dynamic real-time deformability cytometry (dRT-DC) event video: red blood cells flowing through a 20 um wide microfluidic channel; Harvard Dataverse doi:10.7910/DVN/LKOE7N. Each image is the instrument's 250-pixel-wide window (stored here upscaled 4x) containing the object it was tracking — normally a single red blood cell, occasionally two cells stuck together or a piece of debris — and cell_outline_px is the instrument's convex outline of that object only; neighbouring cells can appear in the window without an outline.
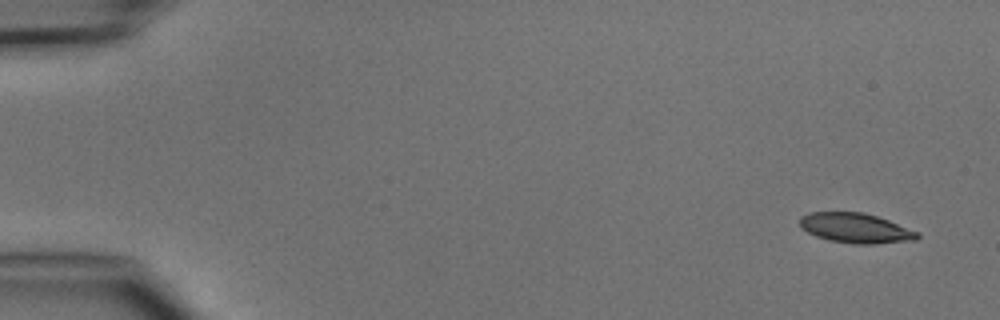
{"species": "common noctule bat (a hibernating species)", "species_latin": "Nyctalus noctula", "temperature_condition": "cold", "stored_images_in_passage": 7, "camera_frame_rate_fps": 3000, "um_per_image_px": 0.085, "animal": {"sex": "male", "body_mass_g": 15.6}, "frame": {"image": 1, "passage_image": 1, "time_ms": 0.0, "image_size_px": [1000, 320], "cell_outline_px": [[920, 236], [916, 240], [876, 244], [856, 244], [828, 240], [816, 236], [800, 228], [800, 216], [808, 212], [864, 212], [888, 220], [920, 232]], "centroid_in_image_um": [72.73, 19.39], "position_along_channel_um": 12.3, "area_um2": 20.63}}
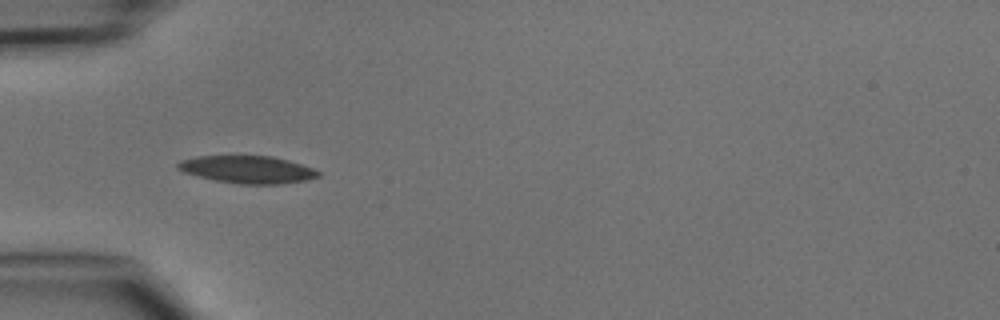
{"frame": {"image": 2, "passage_image": 4, "time_ms": 4.333, "image_size_px": [1000, 320], "cell_outline_px": [[320, 176], [308, 180], [280, 184], [240, 184], [216, 180], [184, 172], [176, 168], [176, 164], [180, 160], [196, 156], [272, 156], [288, 160], [312, 168], [320, 172]], "centroid_in_image_um": [21.04, 14.4], "position_along_channel_um": 64.0, "area_um2": 22.37}}